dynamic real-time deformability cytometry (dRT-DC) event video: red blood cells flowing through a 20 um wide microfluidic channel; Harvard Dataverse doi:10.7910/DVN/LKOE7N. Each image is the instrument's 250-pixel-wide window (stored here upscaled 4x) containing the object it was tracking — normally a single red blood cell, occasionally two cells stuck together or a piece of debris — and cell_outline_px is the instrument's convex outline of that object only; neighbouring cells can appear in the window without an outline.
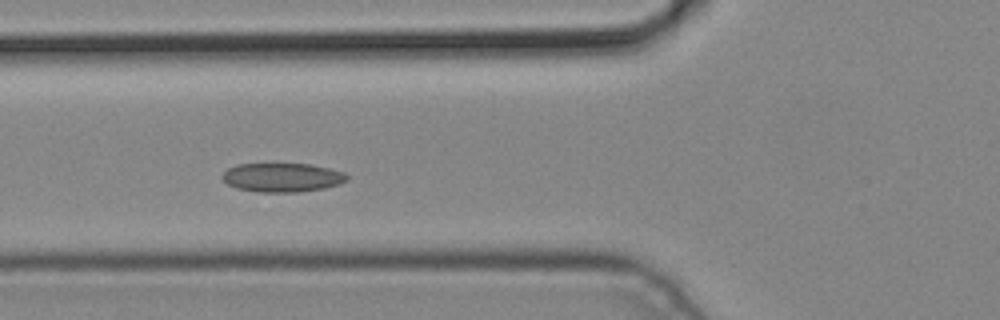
{"species": "common noctule bat (a hibernating species)", "species_latin": "Nyctalus noctula", "temperature_condition": "cold", "stored_images_in_passage": 4, "camera_frame_rate_fps": 3000, "um_per_image_px": 0.085, "animal": {"sex": "male", "body_mass_g": 19.2, "forearm_length_mm": 51.8}, "frame": {"image": 1, "passage_image": 3, "time_ms": 0.667, "image_size_px": [1000, 320], "cell_outline_px": [[348, 180], [340, 184], [324, 188], [300, 192], [256, 192], [236, 188], [228, 184], [220, 176], [228, 168], [236, 164], [312, 164], [344, 172], [348, 176]], "centroid_in_image_um": [23.99, 15.09], "position_along_channel_um": 101.8, "area_um2": 21.15}}
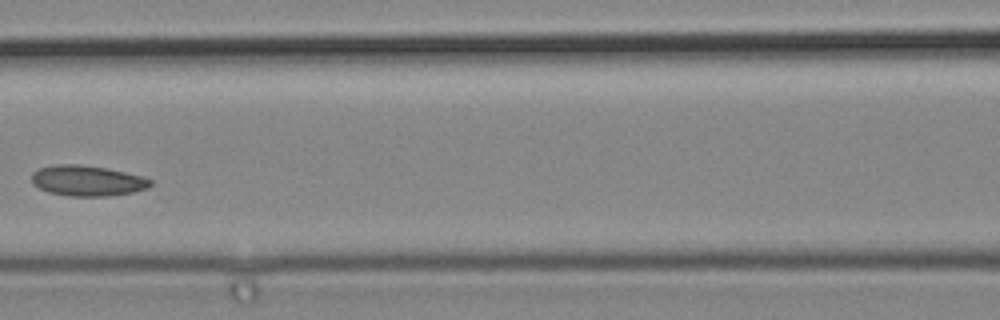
{"frame": {"image": 2, "passage_image": 4, "time_ms": 1.0, "image_size_px": [1000, 320], "cell_outline_px": [[152, 184], [148, 188], [132, 192], [108, 196], [68, 196], [48, 192], [32, 184], [32, 172], [40, 168], [56, 164], [80, 164], [108, 168], [144, 176], [152, 180]], "centroid_in_image_um": [7.44, 15.35], "position_along_channel_um": 159.2, "area_um2": 21.33}}